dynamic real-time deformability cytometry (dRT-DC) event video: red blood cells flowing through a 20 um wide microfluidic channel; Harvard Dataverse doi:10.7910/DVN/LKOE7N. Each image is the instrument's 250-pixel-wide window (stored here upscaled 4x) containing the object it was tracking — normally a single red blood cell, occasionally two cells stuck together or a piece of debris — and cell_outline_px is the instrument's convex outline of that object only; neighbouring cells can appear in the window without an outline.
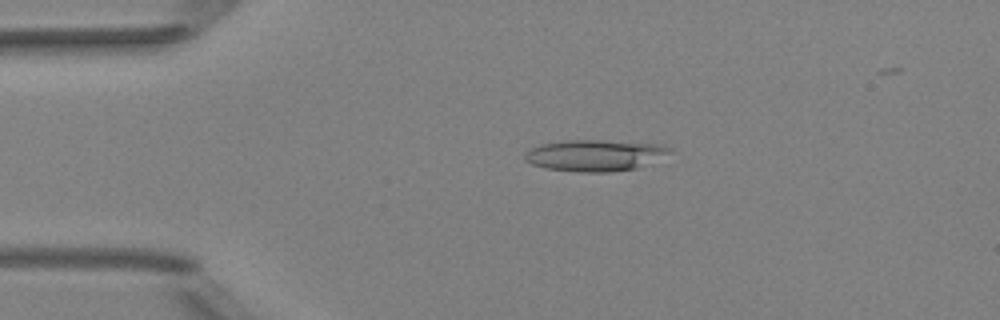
{"species": "Egyptian fruit bat (a non-hibernating species)", "species_latin": "Rousettus aegyptiacus", "temperature_condition": "room temperature", "stored_images_in_passage": 6, "camera_frame_rate_fps": 3000, "um_per_image_px": 0.085, "animal": {"sex": "female"}, "frame": {"image": 1, "passage_image": 4, "time_ms": 1.0, "image_size_px": [1000, 320], "cell_outline_px": [[672, 152], [636, 168], [612, 172], [580, 172], [544, 168], [532, 164], [524, 160], [524, 152], [528, 148], [540, 144], [564, 140], [600, 140], [656, 144], [672, 148]], "centroid_in_image_um": [50.48, 13.2], "position_along_channel_um": 34.5, "area_um2": 26.47}}